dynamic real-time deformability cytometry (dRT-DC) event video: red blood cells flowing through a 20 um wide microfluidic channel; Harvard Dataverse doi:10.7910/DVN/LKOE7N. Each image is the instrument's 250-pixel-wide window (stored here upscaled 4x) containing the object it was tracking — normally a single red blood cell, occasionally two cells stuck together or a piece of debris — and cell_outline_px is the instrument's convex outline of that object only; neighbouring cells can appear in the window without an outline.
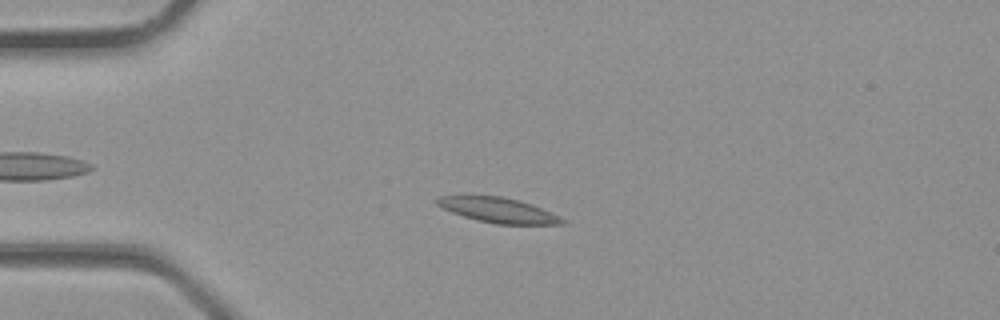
{"species": "common noctule bat (a hibernating species)", "species_latin": "Nyctalus noctula", "temperature_condition": "room temperature", "stored_images_in_passage": 34, "camera_frame_rate_fps": 3000, "um_per_image_px": 0.085, "animal": {"sex": "male", "body_mass_g": 23.1, "forearm_length_mm": 52.7}, "frame": {"image": 1, "passage_image": 9, "time_ms": 2.667, "image_size_px": [1000, 320], "cell_outline_px": [[564, 224], [496, 224], [476, 220], [452, 212], [436, 204], [436, 196], [500, 196], [532, 204], [564, 220]], "centroid_in_image_um": [42.29, 17.86], "position_along_channel_um": 42.7, "area_um2": 17.74}}
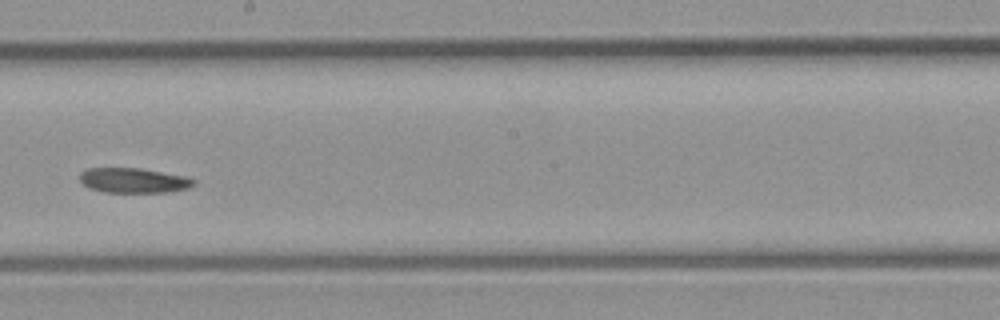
{"frame": {"image": 2, "passage_image": 20, "time_ms": 6.333, "image_size_px": [1000, 320], "cell_outline_px": [[196, 184], [188, 188], [164, 192], [104, 192], [92, 188], [84, 184], [80, 180], [80, 172], [88, 168], [140, 168], [184, 176], [196, 180]], "centroid_in_image_um": [11.36, 15.33], "position_along_channel_um": 236.8, "area_um2": 16.36}}
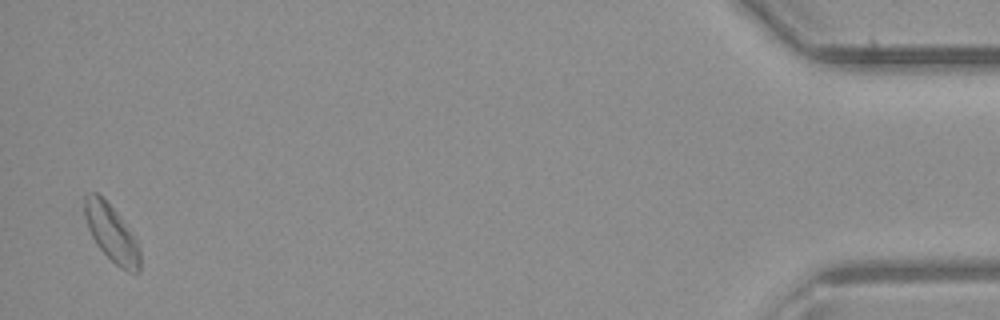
{"frame": {"image": 3, "passage_image": 34, "time_ms": 11.0, "image_size_px": [1000, 320], "cell_outline_px": [[140, 272], [128, 272], [120, 268], [96, 244], [88, 228], [84, 216], [84, 196], [92, 192], [96, 192], [116, 212], [136, 240], [140, 248]], "centroid_in_image_um": [9.47, 19.84], "position_along_channel_um": 425.7, "area_um2": 17.98}}